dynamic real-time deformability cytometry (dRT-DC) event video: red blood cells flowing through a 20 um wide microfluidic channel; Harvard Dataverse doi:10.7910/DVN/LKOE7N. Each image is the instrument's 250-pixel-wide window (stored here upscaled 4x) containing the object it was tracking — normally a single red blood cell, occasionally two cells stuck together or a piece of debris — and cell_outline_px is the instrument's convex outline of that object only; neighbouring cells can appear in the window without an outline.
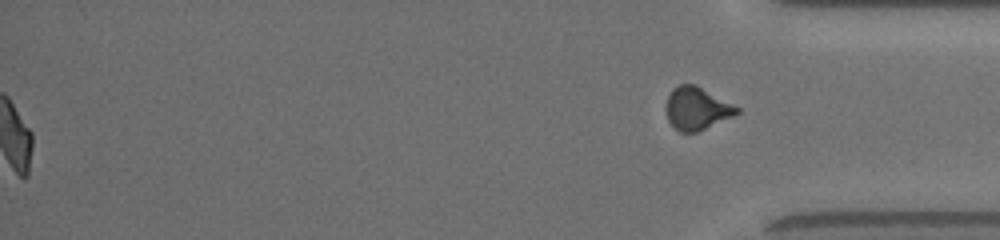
{"species": "common noctule bat (a hibernating species)", "species_latin": "Nyctalus noctula", "temperature_condition": "room temperature", "stored_images_in_passage": 53, "segment_of_instrument_passage": [2, 2], "camera_frame_rate_fps": 3000, "um_per_image_px": 0.085, "animal": {"sex": "female", "body_mass_g": 19.5, "forearm_length_mm": 54.1}, "frame": {"image": 1, "passage_image": 53, "time_ms": 17.333, "image_size_px": [1000, 240], "cell_outline_px": [[740, 112], [732, 116], [696, 132], [680, 132], [668, 120], [668, 96], [672, 88], [680, 84], [696, 84], [740, 108]], "centroid_in_image_um": [59.25, 9.2], "position_along_channel_um": 376.0, "area_um2": 17.17}}